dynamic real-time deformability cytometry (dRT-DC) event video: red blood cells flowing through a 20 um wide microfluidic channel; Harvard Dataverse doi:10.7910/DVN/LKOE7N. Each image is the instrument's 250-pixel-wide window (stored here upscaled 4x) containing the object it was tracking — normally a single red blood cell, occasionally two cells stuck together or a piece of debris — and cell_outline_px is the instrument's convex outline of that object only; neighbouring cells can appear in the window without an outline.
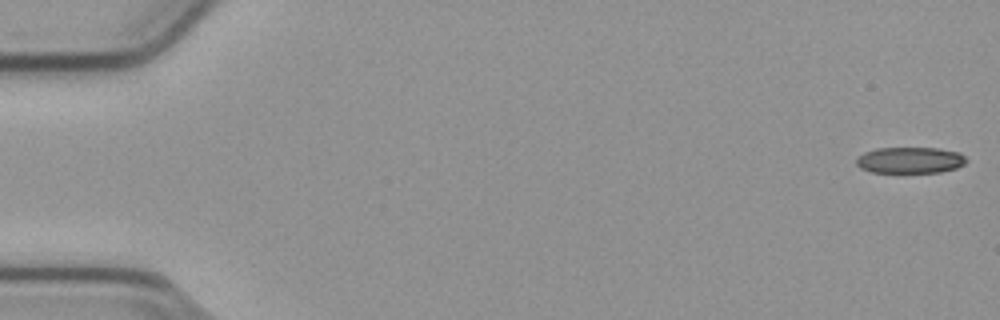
{"species": "common noctule bat (a hibernating species)", "species_latin": "Nyctalus noctula", "temperature_condition": "cold", "stored_images_in_passage": 15, "camera_frame_rate_fps": 3000, "um_per_image_px": 0.085, "animal": {"sex": "male", "body_mass_g": 23.1, "forearm_length_mm": 52.7}, "frame": {"image": 1, "passage_image": 1, "time_ms": 0.0, "image_size_px": [1000, 320], "cell_outline_px": [[968, 160], [964, 164], [956, 168], [940, 172], [872, 172], [860, 168], [856, 164], [856, 156], [864, 152], [876, 148], [936, 148], [960, 152]], "centroid_in_image_um": [77.34, 13.61], "position_along_channel_um": 7.7, "area_um2": 16.88}}
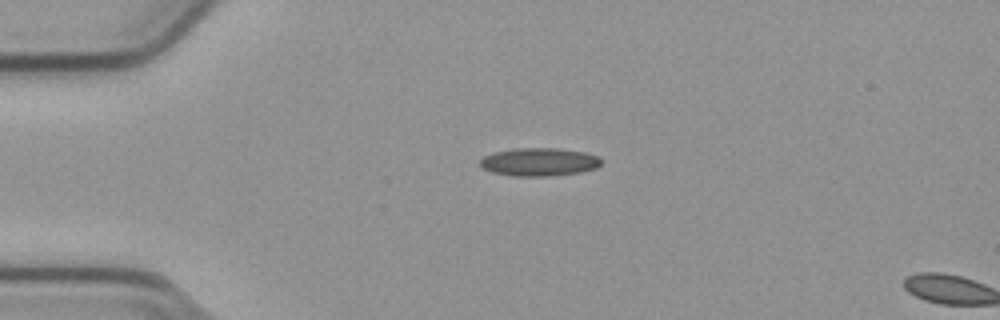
{"frame": {"image": 2, "passage_image": 13, "time_ms": 4.0, "image_size_px": [1000, 320], "cell_outline_px": [[604, 160], [596, 168], [580, 172], [552, 176], [512, 176], [492, 172], [480, 168], [480, 160], [484, 156], [496, 152], [516, 148], [556, 148], [584, 152], [600, 156]], "centroid_in_image_um": [45.85, 13.77], "position_along_channel_um": 39.2, "area_um2": 20.0}}